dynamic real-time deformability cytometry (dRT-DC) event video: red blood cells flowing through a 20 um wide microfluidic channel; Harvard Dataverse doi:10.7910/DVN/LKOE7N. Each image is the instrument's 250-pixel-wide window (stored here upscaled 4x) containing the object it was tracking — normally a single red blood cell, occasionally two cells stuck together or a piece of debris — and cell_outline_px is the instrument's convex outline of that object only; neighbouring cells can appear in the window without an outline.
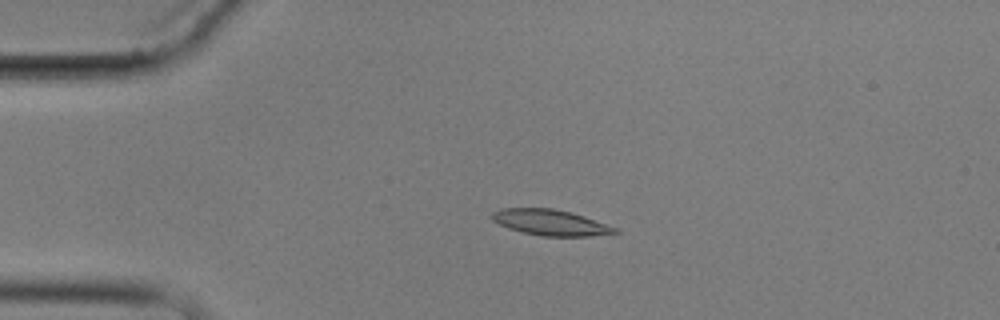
{"species": "common noctule bat (a hibernating species)", "species_latin": "Nyctalus noctula", "temperature_condition": "cold", "stored_images_in_passage": 5, "camera_frame_rate_fps": 3000, "um_per_image_px": 0.085, "animal": {"sex": "male", "body_mass_g": 17.9}, "frame": {"image": 1, "passage_image": 4, "time_ms": 3.667, "image_size_px": [1000, 320], "cell_outline_px": [[620, 232], [588, 236], [540, 236], [508, 228], [492, 220], [492, 212], [500, 208], [552, 208], [572, 212], [620, 228]], "centroid_in_image_um": [46.82, 18.9], "position_along_channel_um": 38.2, "area_um2": 18.55}}